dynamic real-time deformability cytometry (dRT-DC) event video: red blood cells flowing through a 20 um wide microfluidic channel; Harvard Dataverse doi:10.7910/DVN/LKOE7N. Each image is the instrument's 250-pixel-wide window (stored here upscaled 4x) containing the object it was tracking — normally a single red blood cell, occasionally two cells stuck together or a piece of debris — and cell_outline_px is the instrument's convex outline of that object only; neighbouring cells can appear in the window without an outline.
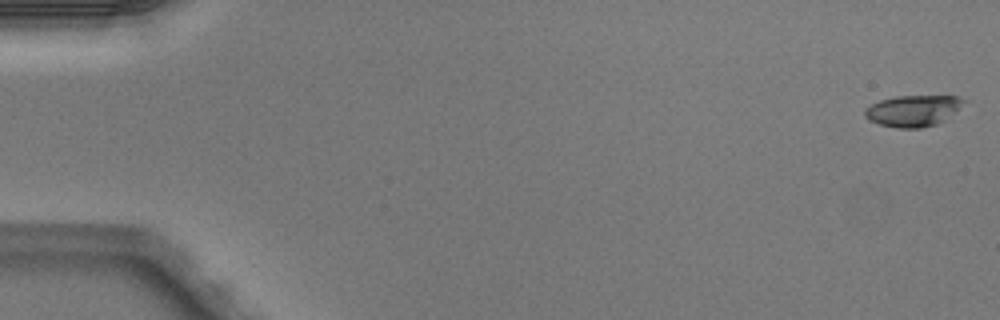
{"species": "Egyptian fruit bat (a non-hibernating species)", "species_latin": "Rousettus aegyptiacus", "temperature_condition": "warm", "stored_images_in_passage": 51, "camera_frame_rate_fps": 3000, "um_per_image_px": 0.085, "animal": {"sex": "male"}, "frame": {"image": 1, "passage_image": 1, "time_ms": 0.0, "image_size_px": [1000, 320], "cell_outline_px": [[968, 100], [944, 120], [936, 124], [920, 128], [896, 128], [880, 124], [868, 120], [864, 116], [864, 108], [880, 100], [896, 96], [960, 96]], "centroid_in_image_um": [77.59, 9.41], "position_along_channel_um": 7.4, "area_um2": 18.03}}
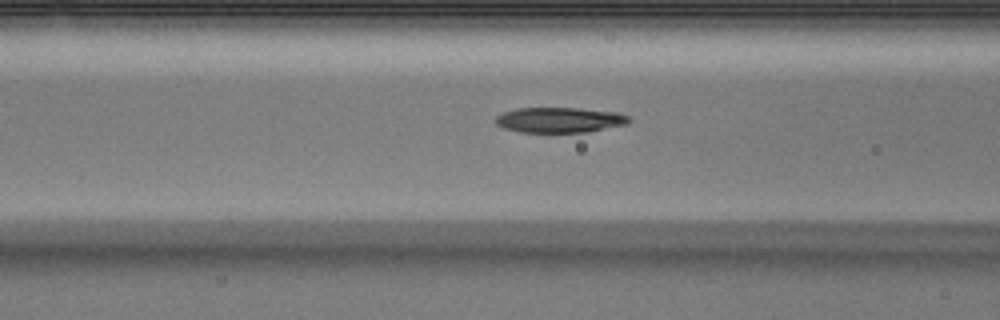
{"frame": {"image": 2, "passage_image": 21, "time_ms": 6.667, "image_size_px": [1000, 320], "cell_outline_px": [[632, 120], [628, 124], [588, 132], [520, 132], [504, 128], [496, 124], [492, 120], [496, 116], [504, 112], [516, 108], [576, 108], [616, 112], [628, 116]], "centroid_in_image_um": [47.55, 10.2], "position_along_channel_um": 119.0, "area_um2": 19.77}}
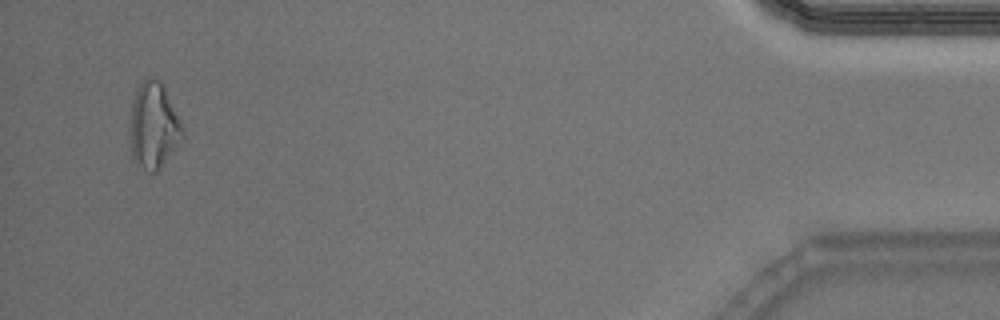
{"frame": {"image": 3, "passage_image": 49, "time_ms": 16.0, "image_size_px": [1000, 320], "cell_outline_px": [[184, 136], [160, 168], [156, 172], [152, 172], [144, 168], [132, 160], [128, 136], [128, 124], [132, 100], [136, 88], [140, 80], [148, 76], [152, 76], [160, 80], [184, 128]], "centroid_in_image_um": [12.99, 10.64], "position_along_channel_um": 422.2, "area_um2": 26.93}, "authors_computed_cell_mechanics": {"area_um2": 19.7098, "velocity_mm_per_s": 4.052, "shape_relaxation_time_tau1_ms": 10.2836, "shape_relaxation_time_tau2_ms": 2.4639, "deformation_change_tau1": 0.2975, "deformation_change_tau2": 0.1089}}